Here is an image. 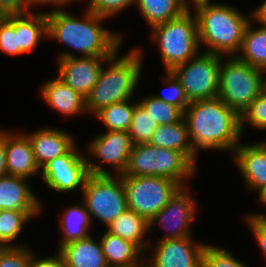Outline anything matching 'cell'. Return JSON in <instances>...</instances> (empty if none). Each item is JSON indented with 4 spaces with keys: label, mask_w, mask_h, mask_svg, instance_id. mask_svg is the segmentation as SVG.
Here are the masks:
<instances>
[{
    "label": "cell",
    "mask_w": 266,
    "mask_h": 267,
    "mask_svg": "<svg viewBox=\"0 0 266 267\" xmlns=\"http://www.w3.org/2000/svg\"><path fill=\"white\" fill-rule=\"evenodd\" d=\"M231 157L243 176L246 188L255 190L259 196L266 189V140L239 143Z\"/></svg>",
    "instance_id": "16"
},
{
    "label": "cell",
    "mask_w": 266,
    "mask_h": 267,
    "mask_svg": "<svg viewBox=\"0 0 266 267\" xmlns=\"http://www.w3.org/2000/svg\"><path fill=\"white\" fill-rule=\"evenodd\" d=\"M189 187H181L170 199L169 203L149 220V232L156 225L162 226L166 232L162 239H181L190 235L191 224L195 221L196 200L190 196Z\"/></svg>",
    "instance_id": "12"
},
{
    "label": "cell",
    "mask_w": 266,
    "mask_h": 267,
    "mask_svg": "<svg viewBox=\"0 0 266 267\" xmlns=\"http://www.w3.org/2000/svg\"><path fill=\"white\" fill-rule=\"evenodd\" d=\"M184 119L197 155L206 149L232 154L240 143V116L219 97L189 102Z\"/></svg>",
    "instance_id": "2"
},
{
    "label": "cell",
    "mask_w": 266,
    "mask_h": 267,
    "mask_svg": "<svg viewBox=\"0 0 266 267\" xmlns=\"http://www.w3.org/2000/svg\"><path fill=\"white\" fill-rule=\"evenodd\" d=\"M31 257L27 246L0 248V267H31Z\"/></svg>",
    "instance_id": "36"
},
{
    "label": "cell",
    "mask_w": 266,
    "mask_h": 267,
    "mask_svg": "<svg viewBox=\"0 0 266 267\" xmlns=\"http://www.w3.org/2000/svg\"><path fill=\"white\" fill-rule=\"evenodd\" d=\"M100 243L109 267H130L144 255L135 244L107 231Z\"/></svg>",
    "instance_id": "27"
},
{
    "label": "cell",
    "mask_w": 266,
    "mask_h": 267,
    "mask_svg": "<svg viewBox=\"0 0 266 267\" xmlns=\"http://www.w3.org/2000/svg\"><path fill=\"white\" fill-rule=\"evenodd\" d=\"M74 1H81V0H35L37 6L41 5H54L56 6L57 4H70L71 2L73 3Z\"/></svg>",
    "instance_id": "44"
},
{
    "label": "cell",
    "mask_w": 266,
    "mask_h": 267,
    "mask_svg": "<svg viewBox=\"0 0 266 267\" xmlns=\"http://www.w3.org/2000/svg\"><path fill=\"white\" fill-rule=\"evenodd\" d=\"M100 133L93 138L88 151L91 155L98 158L99 163H95L93 158L86 157L88 173L92 175H112L104 166V162L112 165L114 172L118 176L122 175L127 167L129 154L134 146L128 132L125 131H107ZM100 159V160H99Z\"/></svg>",
    "instance_id": "11"
},
{
    "label": "cell",
    "mask_w": 266,
    "mask_h": 267,
    "mask_svg": "<svg viewBox=\"0 0 266 267\" xmlns=\"http://www.w3.org/2000/svg\"><path fill=\"white\" fill-rule=\"evenodd\" d=\"M117 51L102 68L99 79L85 98V110L95 115L102 108L133 97L142 75V50L134 48L118 57ZM132 96V97H131Z\"/></svg>",
    "instance_id": "4"
},
{
    "label": "cell",
    "mask_w": 266,
    "mask_h": 267,
    "mask_svg": "<svg viewBox=\"0 0 266 267\" xmlns=\"http://www.w3.org/2000/svg\"><path fill=\"white\" fill-rule=\"evenodd\" d=\"M252 11L255 21L266 27V0H263L262 4Z\"/></svg>",
    "instance_id": "43"
},
{
    "label": "cell",
    "mask_w": 266,
    "mask_h": 267,
    "mask_svg": "<svg viewBox=\"0 0 266 267\" xmlns=\"http://www.w3.org/2000/svg\"><path fill=\"white\" fill-rule=\"evenodd\" d=\"M255 19L247 25L239 53L236 57L247 64L266 72V27H253ZM241 52V53H240Z\"/></svg>",
    "instance_id": "28"
},
{
    "label": "cell",
    "mask_w": 266,
    "mask_h": 267,
    "mask_svg": "<svg viewBox=\"0 0 266 267\" xmlns=\"http://www.w3.org/2000/svg\"><path fill=\"white\" fill-rule=\"evenodd\" d=\"M196 166L180 151L141 143L133 146L127 167L120 176H160L184 187L189 185L187 179L196 174Z\"/></svg>",
    "instance_id": "5"
},
{
    "label": "cell",
    "mask_w": 266,
    "mask_h": 267,
    "mask_svg": "<svg viewBox=\"0 0 266 267\" xmlns=\"http://www.w3.org/2000/svg\"><path fill=\"white\" fill-rule=\"evenodd\" d=\"M57 6L46 12L48 38L80 52V57L113 56L120 51L122 35L101 25L108 18L86 10L78 19L62 9L65 4Z\"/></svg>",
    "instance_id": "1"
},
{
    "label": "cell",
    "mask_w": 266,
    "mask_h": 267,
    "mask_svg": "<svg viewBox=\"0 0 266 267\" xmlns=\"http://www.w3.org/2000/svg\"><path fill=\"white\" fill-rule=\"evenodd\" d=\"M197 18L198 39L205 45V53L220 56H236L239 53L244 32L253 19V11L242 14L225 3H211V0H190Z\"/></svg>",
    "instance_id": "3"
},
{
    "label": "cell",
    "mask_w": 266,
    "mask_h": 267,
    "mask_svg": "<svg viewBox=\"0 0 266 267\" xmlns=\"http://www.w3.org/2000/svg\"><path fill=\"white\" fill-rule=\"evenodd\" d=\"M149 144L156 147L180 151L196 165L198 155L193 150L188 126L184 117L174 124L159 125L154 131Z\"/></svg>",
    "instance_id": "22"
},
{
    "label": "cell",
    "mask_w": 266,
    "mask_h": 267,
    "mask_svg": "<svg viewBox=\"0 0 266 267\" xmlns=\"http://www.w3.org/2000/svg\"><path fill=\"white\" fill-rule=\"evenodd\" d=\"M40 212L41 211L0 210V242L5 247L26 246L24 244H14L13 241L25 230L23 228L25 224L36 215H39Z\"/></svg>",
    "instance_id": "29"
},
{
    "label": "cell",
    "mask_w": 266,
    "mask_h": 267,
    "mask_svg": "<svg viewBox=\"0 0 266 267\" xmlns=\"http://www.w3.org/2000/svg\"><path fill=\"white\" fill-rule=\"evenodd\" d=\"M191 9L151 28V41L159 45L166 72H171L199 54L197 18Z\"/></svg>",
    "instance_id": "6"
},
{
    "label": "cell",
    "mask_w": 266,
    "mask_h": 267,
    "mask_svg": "<svg viewBox=\"0 0 266 267\" xmlns=\"http://www.w3.org/2000/svg\"><path fill=\"white\" fill-rule=\"evenodd\" d=\"M32 144L35 160L40 169L55 158L67 154L76 144L69 132L51 127L26 134Z\"/></svg>",
    "instance_id": "17"
},
{
    "label": "cell",
    "mask_w": 266,
    "mask_h": 267,
    "mask_svg": "<svg viewBox=\"0 0 266 267\" xmlns=\"http://www.w3.org/2000/svg\"><path fill=\"white\" fill-rule=\"evenodd\" d=\"M260 204L266 206V189L258 196Z\"/></svg>",
    "instance_id": "46"
},
{
    "label": "cell",
    "mask_w": 266,
    "mask_h": 267,
    "mask_svg": "<svg viewBox=\"0 0 266 267\" xmlns=\"http://www.w3.org/2000/svg\"><path fill=\"white\" fill-rule=\"evenodd\" d=\"M27 181L25 177L14 175L0 179V210L41 211L42 203Z\"/></svg>",
    "instance_id": "19"
},
{
    "label": "cell",
    "mask_w": 266,
    "mask_h": 267,
    "mask_svg": "<svg viewBox=\"0 0 266 267\" xmlns=\"http://www.w3.org/2000/svg\"><path fill=\"white\" fill-rule=\"evenodd\" d=\"M222 56L200 52L171 73L180 82L188 102L218 97Z\"/></svg>",
    "instance_id": "10"
},
{
    "label": "cell",
    "mask_w": 266,
    "mask_h": 267,
    "mask_svg": "<svg viewBox=\"0 0 266 267\" xmlns=\"http://www.w3.org/2000/svg\"><path fill=\"white\" fill-rule=\"evenodd\" d=\"M113 176L89 174L82 189V201L91 221L95 217L106 227L128 209L122 177Z\"/></svg>",
    "instance_id": "8"
},
{
    "label": "cell",
    "mask_w": 266,
    "mask_h": 267,
    "mask_svg": "<svg viewBox=\"0 0 266 267\" xmlns=\"http://www.w3.org/2000/svg\"><path fill=\"white\" fill-rule=\"evenodd\" d=\"M36 5L35 0H0V17L28 13Z\"/></svg>",
    "instance_id": "40"
},
{
    "label": "cell",
    "mask_w": 266,
    "mask_h": 267,
    "mask_svg": "<svg viewBox=\"0 0 266 267\" xmlns=\"http://www.w3.org/2000/svg\"><path fill=\"white\" fill-rule=\"evenodd\" d=\"M6 166L8 175L29 179L41 174L32 144L25 133L6 130Z\"/></svg>",
    "instance_id": "18"
},
{
    "label": "cell",
    "mask_w": 266,
    "mask_h": 267,
    "mask_svg": "<svg viewBox=\"0 0 266 267\" xmlns=\"http://www.w3.org/2000/svg\"><path fill=\"white\" fill-rule=\"evenodd\" d=\"M245 123L259 131L266 130V88L240 116L241 133L246 129Z\"/></svg>",
    "instance_id": "34"
},
{
    "label": "cell",
    "mask_w": 266,
    "mask_h": 267,
    "mask_svg": "<svg viewBox=\"0 0 266 267\" xmlns=\"http://www.w3.org/2000/svg\"><path fill=\"white\" fill-rule=\"evenodd\" d=\"M190 0H136V7L142 13L150 29L181 16L190 6Z\"/></svg>",
    "instance_id": "26"
},
{
    "label": "cell",
    "mask_w": 266,
    "mask_h": 267,
    "mask_svg": "<svg viewBox=\"0 0 266 267\" xmlns=\"http://www.w3.org/2000/svg\"><path fill=\"white\" fill-rule=\"evenodd\" d=\"M15 32L18 33L20 55L33 51L41 39L48 37L46 12L16 14Z\"/></svg>",
    "instance_id": "24"
},
{
    "label": "cell",
    "mask_w": 266,
    "mask_h": 267,
    "mask_svg": "<svg viewBox=\"0 0 266 267\" xmlns=\"http://www.w3.org/2000/svg\"><path fill=\"white\" fill-rule=\"evenodd\" d=\"M8 175L6 166V130L0 128V179Z\"/></svg>",
    "instance_id": "42"
},
{
    "label": "cell",
    "mask_w": 266,
    "mask_h": 267,
    "mask_svg": "<svg viewBox=\"0 0 266 267\" xmlns=\"http://www.w3.org/2000/svg\"><path fill=\"white\" fill-rule=\"evenodd\" d=\"M132 99L113 103L110 106L102 108L95 114L97 119L102 122L107 131H125L129 130L133 118V112L136 102Z\"/></svg>",
    "instance_id": "30"
},
{
    "label": "cell",
    "mask_w": 266,
    "mask_h": 267,
    "mask_svg": "<svg viewBox=\"0 0 266 267\" xmlns=\"http://www.w3.org/2000/svg\"><path fill=\"white\" fill-rule=\"evenodd\" d=\"M192 236L181 239L159 240L151 249L149 260L155 267H201V258L206 243L192 241Z\"/></svg>",
    "instance_id": "15"
},
{
    "label": "cell",
    "mask_w": 266,
    "mask_h": 267,
    "mask_svg": "<svg viewBox=\"0 0 266 267\" xmlns=\"http://www.w3.org/2000/svg\"><path fill=\"white\" fill-rule=\"evenodd\" d=\"M167 92L162 95H153L155 98L162 100L168 104L174 105L180 108L183 112L187 108L189 102L184 94L183 88L180 82L175 78L171 72H166L165 75Z\"/></svg>",
    "instance_id": "37"
},
{
    "label": "cell",
    "mask_w": 266,
    "mask_h": 267,
    "mask_svg": "<svg viewBox=\"0 0 266 267\" xmlns=\"http://www.w3.org/2000/svg\"><path fill=\"white\" fill-rule=\"evenodd\" d=\"M244 220L258 242L266 261V216L264 213H250L246 215Z\"/></svg>",
    "instance_id": "39"
},
{
    "label": "cell",
    "mask_w": 266,
    "mask_h": 267,
    "mask_svg": "<svg viewBox=\"0 0 266 267\" xmlns=\"http://www.w3.org/2000/svg\"><path fill=\"white\" fill-rule=\"evenodd\" d=\"M85 156L75 145L67 154L47 163L40 176L47 187L56 192L67 193L79 187L82 190L89 175Z\"/></svg>",
    "instance_id": "13"
},
{
    "label": "cell",
    "mask_w": 266,
    "mask_h": 267,
    "mask_svg": "<svg viewBox=\"0 0 266 267\" xmlns=\"http://www.w3.org/2000/svg\"><path fill=\"white\" fill-rule=\"evenodd\" d=\"M149 256L150 255H148V253H145L137 262L132 264L130 267H155L154 264L152 262H150V260L148 258ZM149 263H150V265H149Z\"/></svg>",
    "instance_id": "45"
},
{
    "label": "cell",
    "mask_w": 266,
    "mask_h": 267,
    "mask_svg": "<svg viewBox=\"0 0 266 267\" xmlns=\"http://www.w3.org/2000/svg\"><path fill=\"white\" fill-rule=\"evenodd\" d=\"M201 267H247L226 248L206 244L201 258Z\"/></svg>",
    "instance_id": "33"
},
{
    "label": "cell",
    "mask_w": 266,
    "mask_h": 267,
    "mask_svg": "<svg viewBox=\"0 0 266 267\" xmlns=\"http://www.w3.org/2000/svg\"><path fill=\"white\" fill-rule=\"evenodd\" d=\"M158 123L148 114L138 102L134 108L133 118L129 127L128 135L133 144L149 143Z\"/></svg>",
    "instance_id": "31"
},
{
    "label": "cell",
    "mask_w": 266,
    "mask_h": 267,
    "mask_svg": "<svg viewBox=\"0 0 266 267\" xmlns=\"http://www.w3.org/2000/svg\"><path fill=\"white\" fill-rule=\"evenodd\" d=\"M138 102L158 125L174 124L184 117V112L180 108L163 102L154 96L144 97Z\"/></svg>",
    "instance_id": "32"
},
{
    "label": "cell",
    "mask_w": 266,
    "mask_h": 267,
    "mask_svg": "<svg viewBox=\"0 0 266 267\" xmlns=\"http://www.w3.org/2000/svg\"><path fill=\"white\" fill-rule=\"evenodd\" d=\"M40 92L47 105L64 116L86 113L85 98L67 86L59 77L46 81Z\"/></svg>",
    "instance_id": "20"
},
{
    "label": "cell",
    "mask_w": 266,
    "mask_h": 267,
    "mask_svg": "<svg viewBox=\"0 0 266 267\" xmlns=\"http://www.w3.org/2000/svg\"><path fill=\"white\" fill-rule=\"evenodd\" d=\"M58 54L59 77L67 86L86 98L99 79L104 63L112 56L80 57L63 50Z\"/></svg>",
    "instance_id": "14"
},
{
    "label": "cell",
    "mask_w": 266,
    "mask_h": 267,
    "mask_svg": "<svg viewBox=\"0 0 266 267\" xmlns=\"http://www.w3.org/2000/svg\"><path fill=\"white\" fill-rule=\"evenodd\" d=\"M135 3L136 0H89L86 10L106 18H111Z\"/></svg>",
    "instance_id": "38"
},
{
    "label": "cell",
    "mask_w": 266,
    "mask_h": 267,
    "mask_svg": "<svg viewBox=\"0 0 266 267\" xmlns=\"http://www.w3.org/2000/svg\"><path fill=\"white\" fill-rule=\"evenodd\" d=\"M5 246L0 242V248H4Z\"/></svg>",
    "instance_id": "47"
},
{
    "label": "cell",
    "mask_w": 266,
    "mask_h": 267,
    "mask_svg": "<svg viewBox=\"0 0 266 267\" xmlns=\"http://www.w3.org/2000/svg\"><path fill=\"white\" fill-rule=\"evenodd\" d=\"M107 232L135 244L144 254L150 246V240L144 239L149 232V221L130 209L121 213L107 227Z\"/></svg>",
    "instance_id": "23"
},
{
    "label": "cell",
    "mask_w": 266,
    "mask_h": 267,
    "mask_svg": "<svg viewBox=\"0 0 266 267\" xmlns=\"http://www.w3.org/2000/svg\"><path fill=\"white\" fill-rule=\"evenodd\" d=\"M57 252L61 255L65 267H109L100 239L95 241L91 235L65 244Z\"/></svg>",
    "instance_id": "21"
},
{
    "label": "cell",
    "mask_w": 266,
    "mask_h": 267,
    "mask_svg": "<svg viewBox=\"0 0 266 267\" xmlns=\"http://www.w3.org/2000/svg\"><path fill=\"white\" fill-rule=\"evenodd\" d=\"M59 226L63 234L58 248L72 241L85 239L90 236V226L92 221L84 202L72 205L63 210L59 219Z\"/></svg>",
    "instance_id": "25"
},
{
    "label": "cell",
    "mask_w": 266,
    "mask_h": 267,
    "mask_svg": "<svg viewBox=\"0 0 266 267\" xmlns=\"http://www.w3.org/2000/svg\"><path fill=\"white\" fill-rule=\"evenodd\" d=\"M0 51L8 55H20L18 33L15 32V15L0 17Z\"/></svg>",
    "instance_id": "35"
},
{
    "label": "cell",
    "mask_w": 266,
    "mask_h": 267,
    "mask_svg": "<svg viewBox=\"0 0 266 267\" xmlns=\"http://www.w3.org/2000/svg\"><path fill=\"white\" fill-rule=\"evenodd\" d=\"M128 209L148 221L162 210L182 187L178 182L160 176H121Z\"/></svg>",
    "instance_id": "9"
},
{
    "label": "cell",
    "mask_w": 266,
    "mask_h": 267,
    "mask_svg": "<svg viewBox=\"0 0 266 267\" xmlns=\"http://www.w3.org/2000/svg\"><path fill=\"white\" fill-rule=\"evenodd\" d=\"M55 256L36 258L32 253L31 267H65L61 255L57 252Z\"/></svg>",
    "instance_id": "41"
},
{
    "label": "cell",
    "mask_w": 266,
    "mask_h": 267,
    "mask_svg": "<svg viewBox=\"0 0 266 267\" xmlns=\"http://www.w3.org/2000/svg\"><path fill=\"white\" fill-rule=\"evenodd\" d=\"M224 61V62H222ZM266 72L239 60L223 58L219 70L218 97L239 116L266 88Z\"/></svg>",
    "instance_id": "7"
}]
</instances>
